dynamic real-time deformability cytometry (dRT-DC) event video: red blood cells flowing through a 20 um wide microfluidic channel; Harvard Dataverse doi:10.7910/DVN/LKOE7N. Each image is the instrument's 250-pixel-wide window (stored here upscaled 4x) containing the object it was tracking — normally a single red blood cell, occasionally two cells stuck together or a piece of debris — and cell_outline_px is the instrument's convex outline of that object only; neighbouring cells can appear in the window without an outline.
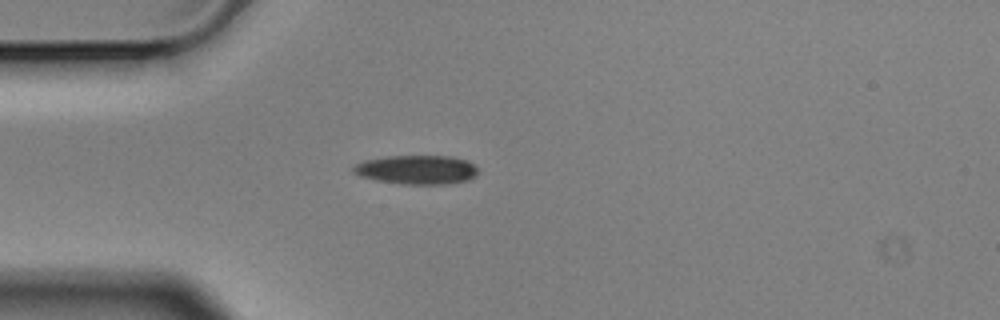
{"species": "Egyptian fruit bat (a non-hibernating species)", "species_latin": "Rousettus aegyptiacus", "temperature_condition": "cold", "stored_images_in_passage": 1, "camera_frame_rate_fps": 3000, "um_per_image_px": 0.085, "animal": {"sex": "male"}, "frame": {"image": 1, "passage_image": 1, "time_ms": 0.0, "image_size_px": [1000, 320], "cell_outline_px": [[480, 172], [476, 176], [468, 180], [440, 184], [404, 184], [380, 180], [360, 176], [352, 168], [356, 164], [364, 160], [384, 156], [452, 156], [468, 160], [480, 168]], "centroid_in_image_um": [35.51, 14.41], "position_along_channel_um": 49.5, "area_um2": 21.1}}